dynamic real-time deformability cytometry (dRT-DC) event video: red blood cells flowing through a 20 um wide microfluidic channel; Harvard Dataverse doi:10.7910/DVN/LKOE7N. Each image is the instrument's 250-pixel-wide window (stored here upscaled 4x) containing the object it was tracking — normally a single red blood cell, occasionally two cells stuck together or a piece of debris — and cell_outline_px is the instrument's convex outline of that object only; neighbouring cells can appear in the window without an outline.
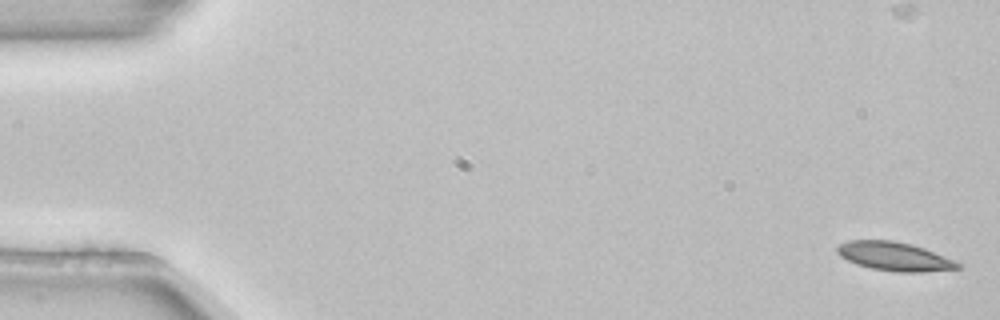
{"species": "common noctule bat (a hibernating species)", "species_latin": "Nyctalus noctula", "temperature_condition": "room temperature", "stored_images_in_passage": 6, "camera_frame_rate_fps": 3000, "um_per_image_px": 0.085, "animal": {"sex": "female", "body_mass_g": 22.7, "forearm_length_mm": 54.2}, "frame": {"image": 1, "passage_image": 1, "time_ms": 0.0, "image_size_px": [1000, 320], "cell_outline_px": [[964, 264], [960, 268], [924, 272], [896, 272], [872, 268], [856, 264], [840, 256], [836, 252], [836, 248], [840, 244], [848, 240], [892, 240], [912, 244], [924, 248]], "centroid_in_image_um": [76.04, 21.79], "position_along_channel_um": 9.0, "area_um2": 20.23}}